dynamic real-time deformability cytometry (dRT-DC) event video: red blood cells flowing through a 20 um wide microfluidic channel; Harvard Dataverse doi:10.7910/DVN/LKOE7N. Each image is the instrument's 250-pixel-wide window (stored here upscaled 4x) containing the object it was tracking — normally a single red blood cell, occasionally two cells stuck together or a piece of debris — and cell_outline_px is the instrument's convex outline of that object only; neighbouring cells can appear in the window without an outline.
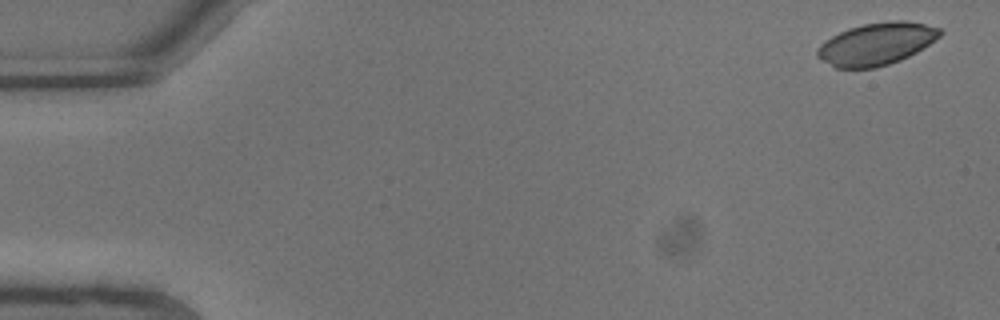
{"species": "common noctule bat (a hibernating species)", "species_latin": "Nyctalus noctula", "temperature_condition": "warm", "stored_images_in_passage": 8, "camera_frame_rate_fps": 3000, "um_per_image_px": 0.085, "animal": {"sex": "male", "body_mass_g": 13.3}, "frame": {"image": 1, "passage_image": 1, "time_ms": 0.0, "image_size_px": [1000, 320], "cell_outline_px": [[944, 32], [940, 36], [916, 52], [900, 60], [876, 68], [836, 68], [820, 60], [816, 56], [816, 48], [820, 44], [832, 36], [848, 28], [864, 24], [892, 20], [904, 20], [924, 24], [940, 28]], "centroid_in_image_um": [74.46, 3.73], "position_along_channel_um": 10.5, "area_um2": 30.17}}
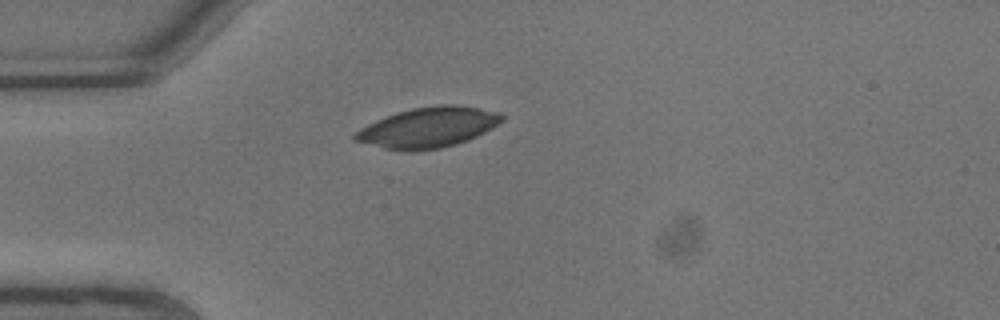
{"frame": {"image": 2, "passage_image": 6, "time_ms": 1.667, "image_size_px": [1000, 320], "cell_outline_px": [[504, 120], [492, 128], [468, 140], [456, 144], [440, 148], [416, 152], [408, 152], [384, 148], [352, 140], [352, 136], [360, 128], [376, 120], [396, 112], [412, 108], [444, 104], [456, 104], [480, 108], [500, 112], [504, 116]], "centroid_in_image_um": [36.39, 10.84], "position_along_channel_um": 48.6, "area_um2": 34.74}}
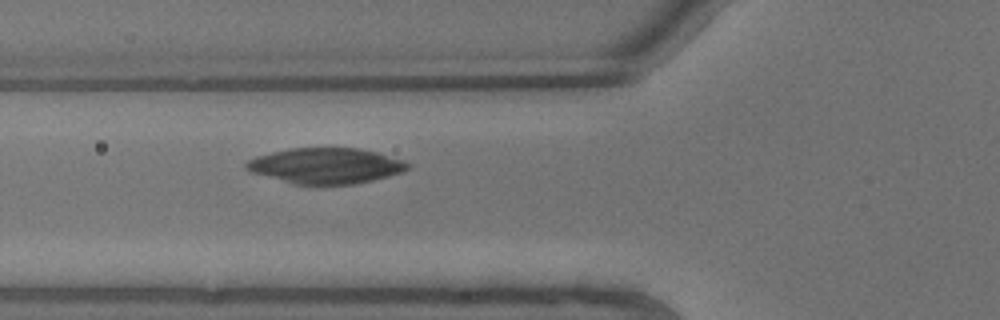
{"frame": {"image": 3, "passage_image": 8, "time_ms": 2.333, "image_size_px": [1000, 320], "cell_outline_px": [[412, 164], [404, 172], [356, 184], [316, 188], [292, 184], [252, 172], [244, 168], [244, 164], [248, 160], [256, 156], [272, 152], [292, 148], [356, 148], [376, 152], [404, 160]], "centroid_in_image_um": [27.69, 14.13], "position_along_channel_um": 98.1, "area_um2": 34.39}}